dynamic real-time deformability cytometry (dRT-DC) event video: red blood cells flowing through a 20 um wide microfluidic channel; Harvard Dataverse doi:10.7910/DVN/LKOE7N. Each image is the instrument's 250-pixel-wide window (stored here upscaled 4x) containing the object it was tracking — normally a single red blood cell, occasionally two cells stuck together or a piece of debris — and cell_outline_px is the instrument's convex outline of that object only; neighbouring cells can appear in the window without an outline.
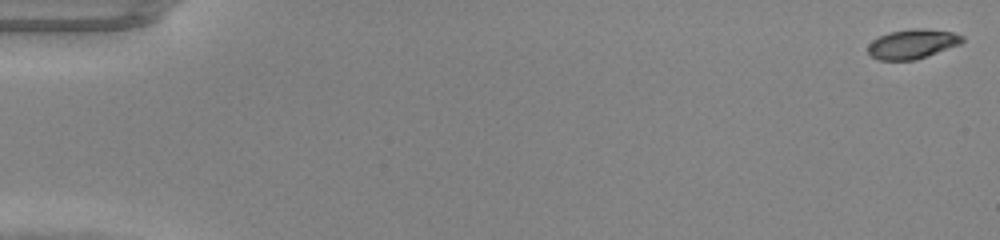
{"species": "common noctule bat (a hibernating species)", "species_latin": "Nyctalus noctula", "temperature_condition": "warm", "stored_images_in_passage": 49, "camera_frame_rate_fps": 3000, "um_per_image_px": 0.085, "animal": {"sex": "male", "body_mass_g": 20.0, "forearm_length_mm": 53.3}, "frame": {"image": 1, "passage_image": 1, "time_ms": 0.0, "image_size_px": [1000, 240], "cell_outline_px": [[964, 40], [960, 44], [916, 60], [880, 60], [872, 56], [868, 52], [868, 44], [872, 40], [888, 32], [916, 28], [924, 28], [952, 32], [964, 36]], "centroid_in_image_um": [77.56, 3.73], "position_along_channel_um": 7.4, "area_um2": 16.18}}
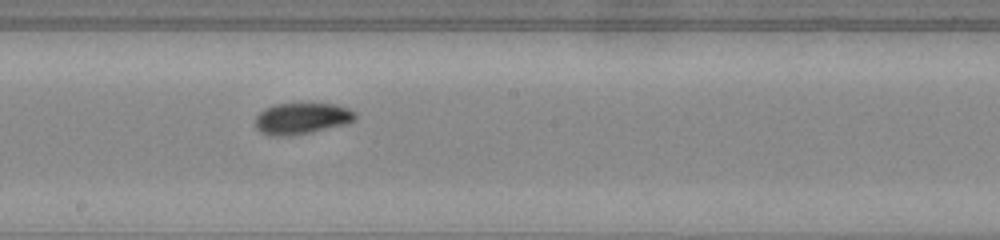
{"frame": {"image": 2, "passage_image": 28, "time_ms": 9.0, "image_size_px": [1000, 240], "cell_outline_px": [[356, 120], [344, 124], [312, 132], [280, 136], [268, 136], [260, 132], [256, 128], [256, 116], [264, 108], [272, 104], [336, 104], [348, 108], [356, 112]], "centroid_in_image_um": [25.63, 10.06], "position_along_channel_um": 222.6, "area_um2": 18.21}}
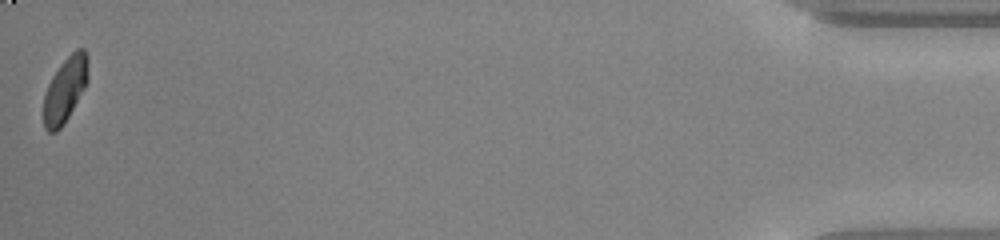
{"frame": {"image": 3, "passage_image": 49, "time_ms": 16.0, "image_size_px": [1000, 240], "cell_outline_px": [[88, 80], [84, 88], [64, 124], [56, 132], [48, 132], [44, 128], [44, 96], [48, 84], [52, 76], [60, 64], [76, 48], [84, 48], [88, 56]], "centroid_in_image_um": [5.54, 7.6], "position_along_channel_um": 429.7, "area_um2": 16.82}}